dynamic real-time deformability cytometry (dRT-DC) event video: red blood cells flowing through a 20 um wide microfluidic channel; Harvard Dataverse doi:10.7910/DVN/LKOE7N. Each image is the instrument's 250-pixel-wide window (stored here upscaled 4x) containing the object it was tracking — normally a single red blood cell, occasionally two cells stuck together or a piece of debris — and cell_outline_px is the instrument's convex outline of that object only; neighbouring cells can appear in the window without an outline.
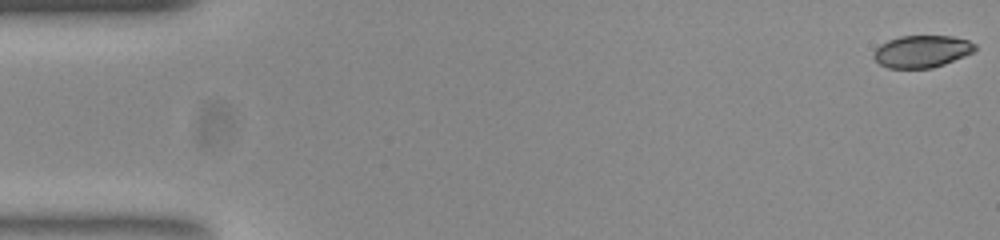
{"species": "common noctule bat (a hibernating species)", "species_latin": "Nyctalus noctula", "temperature_condition": "room temperature", "stored_images_in_passage": 54, "camera_frame_rate_fps": 3000, "um_per_image_px": 0.085, "animal": {"sex": "female", "body_mass_g": 23.0, "forearm_length_mm": 53.4}, "frame": {"image": 1, "passage_image": 1, "time_ms": 0.0, "image_size_px": [1000, 240], "cell_outline_px": [[976, 48], [972, 52], [964, 56], [944, 64], [932, 68], [888, 68], [880, 64], [872, 56], [872, 52], [880, 44], [888, 40], [900, 36], [952, 36], [968, 40], [976, 44]], "centroid_in_image_um": [78.33, 4.36], "position_along_channel_um": 6.7, "area_um2": 19.02}}
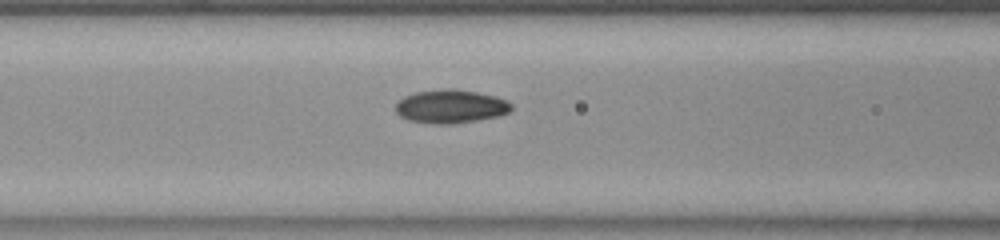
{"frame": {"image": 2, "passage_image": 22, "time_ms": 7.0, "image_size_px": [1000, 240], "cell_outline_px": [[512, 108], [508, 112], [500, 116], [456, 124], [432, 124], [408, 120], [400, 116], [396, 112], [396, 100], [404, 96], [416, 92], [448, 88], [452, 88], [476, 92], [496, 96], [508, 100], [512, 104]], "centroid_in_image_um": [38.31, 9.05], "position_along_channel_um": 128.3, "area_um2": 22.89}}
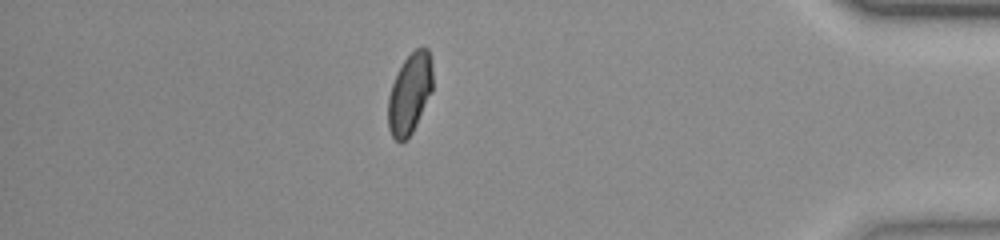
{"frame": {"image": 3, "passage_image": 47, "time_ms": 15.333, "image_size_px": [1000, 240], "cell_outline_px": [[432, 92], [412, 132], [400, 144], [392, 136], [388, 128], [388, 96], [392, 84], [404, 60], [416, 48], [428, 48], [432, 64]], "centroid_in_image_um": [34.83, 7.96], "position_along_channel_um": 400.4, "area_um2": 20.75}, "authors_computed_cell_mechanics": {"area_um2": 21.4149, "velocity_mm_per_s": 3.7904, "shape_relaxation_time_tau1_ms": 3.7992, "shape_relaxation_time_tau2_ms": 1.4138, "deformation_change_tau1": 0.1471, "deformation_change_tau2": 0.0426}}